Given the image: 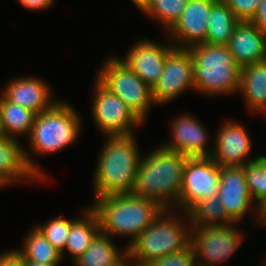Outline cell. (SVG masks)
Returning a JSON list of instances; mask_svg holds the SVG:
<instances>
[{"instance_id":"cell-15","label":"cell","mask_w":266,"mask_h":266,"mask_svg":"<svg viewBox=\"0 0 266 266\" xmlns=\"http://www.w3.org/2000/svg\"><path fill=\"white\" fill-rule=\"evenodd\" d=\"M166 41L167 44H162L153 39L142 38L133 43L124 58L119 59L152 89L163 72L167 54L174 48L168 38Z\"/></svg>"},{"instance_id":"cell-30","label":"cell","mask_w":266,"mask_h":266,"mask_svg":"<svg viewBox=\"0 0 266 266\" xmlns=\"http://www.w3.org/2000/svg\"><path fill=\"white\" fill-rule=\"evenodd\" d=\"M147 266H196V260L191 246H189L182 252L158 258Z\"/></svg>"},{"instance_id":"cell-14","label":"cell","mask_w":266,"mask_h":266,"mask_svg":"<svg viewBox=\"0 0 266 266\" xmlns=\"http://www.w3.org/2000/svg\"><path fill=\"white\" fill-rule=\"evenodd\" d=\"M217 0H188L176 23L166 32L176 48H189L206 43L208 19L212 5Z\"/></svg>"},{"instance_id":"cell-21","label":"cell","mask_w":266,"mask_h":266,"mask_svg":"<svg viewBox=\"0 0 266 266\" xmlns=\"http://www.w3.org/2000/svg\"><path fill=\"white\" fill-rule=\"evenodd\" d=\"M81 218H77L72 224L66 241L64 252L61 253L63 260L65 253L74 261L83 254L90 246L92 240L100 232L97 214L88 206L84 208ZM66 251V252H65Z\"/></svg>"},{"instance_id":"cell-16","label":"cell","mask_w":266,"mask_h":266,"mask_svg":"<svg viewBox=\"0 0 266 266\" xmlns=\"http://www.w3.org/2000/svg\"><path fill=\"white\" fill-rule=\"evenodd\" d=\"M181 114L175 116V119L170 122L171 141L162 144V147L173 152H180L187 157L211 156L213 147L208 144L210 136L202 122L200 123L197 117L188 113Z\"/></svg>"},{"instance_id":"cell-31","label":"cell","mask_w":266,"mask_h":266,"mask_svg":"<svg viewBox=\"0 0 266 266\" xmlns=\"http://www.w3.org/2000/svg\"><path fill=\"white\" fill-rule=\"evenodd\" d=\"M234 12L239 21L250 22L257 11L261 0H222Z\"/></svg>"},{"instance_id":"cell-9","label":"cell","mask_w":266,"mask_h":266,"mask_svg":"<svg viewBox=\"0 0 266 266\" xmlns=\"http://www.w3.org/2000/svg\"><path fill=\"white\" fill-rule=\"evenodd\" d=\"M93 90L91 114L97 130H100L104 136L134 134L136 128L144 125L125 102L97 78Z\"/></svg>"},{"instance_id":"cell-27","label":"cell","mask_w":266,"mask_h":266,"mask_svg":"<svg viewBox=\"0 0 266 266\" xmlns=\"http://www.w3.org/2000/svg\"><path fill=\"white\" fill-rule=\"evenodd\" d=\"M187 3L188 0H148L141 13L160 22L166 33L180 18Z\"/></svg>"},{"instance_id":"cell-36","label":"cell","mask_w":266,"mask_h":266,"mask_svg":"<svg viewBox=\"0 0 266 266\" xmlns=\"http://www.w3.org/2000/svg\"><path fill=\"white\" fill-rule=\"evenodd\" d=\"M266 158V155H263ZM266 226V197L257 205V222Z\"/></svg>"},{"instance_id":"cell-22","label":"cell","mask_w":266,"mask_h":266,"mask_svg":"<svg viewBox=\"0 0 266 266\" xmlns=\"http://www.w3.org/2000/svg\"><path fill=\"white\" fill-rule=\"evenodd\" d=\"M36 115L35 112L10 102L0 92V116L5 136L15 139L19 135L29 137Z\"/></svg>"},{"instance_id":"cell-40","label":"cell","mask_w":266,"mask_h":266,"mask_svg":"<svg viewBox=\"0 0 266 266\" xmlns=\"http://www.w3.org/2000/svg\"><path fill=\"white\" fill-rule=\"evenodd\" d=\"M264 260H265L264 263H263L264 265L262 264V266H266V257H265Z\"/></svg>"},{"instance_id":"cell-10","label":"cell","mask_w":266,"mask_h":266,"mask_svg":"<svg viewBox=\"0 0 266 266\" xmlns=\"http://www.w3.org/2000/svg\"><path fill=\"white\" fill-rule=\"evenodd\" d=\"M220 166L209 157H188L183 170V184L176 211L187 212L199 200L217 195Z\"/></svg>"},{"instance_id":"cell-4","label":"cell","mask_w":266,"mask_h":266,"mask_svg":"<svg viewBox=\"0 0 266 266\" xmlns=\"http://www.w3.org/2000/svg\"><path fill=\"white\" fill-rule=\"evenodd\" d=\"M90 208L97 214L100 232L130 237L132 243L164 210L157 202L134 194L94 198Z\"/></svg>"},{"instance_id":"cell-12","label":"cell","mask_w":266,"mask_h":266,"mask_svg":"<svg viewBox=\"0 0 266 266\" xmlns=\"http://www.w3.org/2000/svg\"><path fill=\"white\" fill-rule=\"evenodd\" d=\"M220 174L217 196L229 219L238 223L246 217L249 210H255V219L252 217L251 220L257 222V205L249 193L243 166L220 167Z\"/></svg>"},{"instance_id":"cell-17","label":"cell","mask_w":266,"mask_h":266,"mask_svg":"<svg viewBox=\"0 0 266 266\" xmlns=\"http://www.w3.org/2000/svg\"><path fill=\"white\" fill-rule=\"evenodd\" d=\"M0 92L10 101L36 114L52 107L59 99L53 98L52 87L34 76L13 78Z\"/></svg>"},{"instance_id":"cell-34","label":"cell","mask_w":266,"mask_h":266,"mask_svg":"<svg viewBox=\"0 0 266 266\" xmlns=\"http://www.w3.org/2000/svg\"><path fill=\"white\" fill-rule=\"evenodd\" d=\"M1 253L0 266H24L22 258L14 250L10 249Z\"/></svg>"},{"instance_id":"cell-19","label":"cell","mask_w":266,"mask_h":266,"mask_svg":"<svg viewBox=\"0 0 266 266\" xmlns=\"http://www.w3.org/2000/svg\"><path fill=\"white\" fill-rule=\"evenodd\" d=\"M19 139L11 137L0 138V187L19 183L20 180L30 182L41 179L28 167L25 150Z\"/></svg>"},{"instance_id":"cell-1","label":"cell","mask_w":266,"mask_h":266,"mask_svg":"<svg viewBox=\"0 0 266 266\" xmlns=\"http://www.w3.org/2000/svg\"><path fill=\"white\" fill-rule=\"evenodd\" d=\"M72 104L58 100L52 107L36 115L27 140L28 150H24L28 167L45 183L42 172L33 155H52L72 146L80 138L82 117ZM31 151V152H30Z\"/></svg>"},{"instance_id":"cell-5","label":"cell","mask_w":266,"mask_h":266,"mask_svg":"<svg viewBox=\"0 0 266 266\" xmlns=\"http://www.w3.org/2000/svg\"><path fill=\"white\" fill-rule=\"evenodd\" d=\"M175 212L173 209H164L132 243L126 244L127 251L140 266H147L158 258L182 252L190 246L192 227L188 214L183 212L185 219H180Z\"/></svg>"},{"instance_id":"cell-7","label":"cell","mask_w":266,"mask_h":266,"mask_svg":"<svg viewBox=\"0 0 266 266\" xmlns=\"http://www.w3.org/2000/svg\"><path fill=\"white\" fill-rule=\"evenodd\" d=\"M97 70L96 78L116 94L144 124L153 106L152 89L119 57L110 56Z\"/></svg>"},{"instance_id":"cell-23","label":"cell","mask_w":266,"mask_h":266,"mask_svg":"<svg viewBox=\"0 0 266 266\" xmlns=\"http://www.w3.org/2000/svg\"><path fill=\"white\" fill-rule=\"evenodd\" d=\"M126 251L125 245L121 250L109 235L99 232L89 248L72 262L74 266H110Z\"/></svg>"},{"instance_id":"cell-28","label":"cell","mask_w":266,"mask_h":266,"mask_svg":"<svg viewBox=\"0 0 266 266\" xmlns=\"http://www.w3.org/2000/svg\"><path fill=\"white\" fill-rule=\"evenodd\" d=\"M252 200L258 205L266 197V158L263 154L243 166Z\"/></svg>"},{"instance_id":"cell-37","label":"cell","mask_w":266,"mask_h":266,"mask_svg":"<svg viewBox=\"0 0 266 266\" xmlns=\"http://www.w3.org/2000/svg\"><path fill=\"white\" fill-rule=\"evenodd\" d=\"M24 266H59V264H44L34 261H23Z\"/></svg>"},{"instance_id":"cell-3","label":"cell","mask_w":266,"mask_h":266,"mask_svg":"<svg viewBox=\"0 0 266 266\" xmlns=\"http://www.w3.org/2000/svg\"><path fill=\"white\" fill-rule=\"evenodd\" d=\"M188 157L156 147L141 156L132 194L151 199L164 209H174L183 184V170Z\"/></svg>"},{"instance_id":"cell-38","label":"cell","mask_w":266,"mask_h":266,"mask_svg":"<svg viewBox=\"0 0 266 266\" xmlns=\"http://www.w3.org/2000/svg\"><path fill=\"white\" fill-rule=\"evenodd\" d=\"M133 4L141 11V9L146 5L148 0H130Z\"/></svg>"},{"instance_id":"cell-32","label":"cell","mask_w":266,"mask_h":266,"mask_svg":"<svg viewBox=\"0 0 266 266\" xmlns=\"http://www.w3.org/2000/svg\"><path fill=\"white\" fill-rule=\"evenodd\" d=\"M266 36V0H261L254 18L250 21Z\"/></svg>"},{"instance_id":"cell-35","label":"cell","mask_w":266,"mask_h":266,"mask_svg":"<svg viewBox=\"0 0 266 266\" xmlns=\"http://www.w3.org/2000/svg\"><path fill=\"white\" fill-rule=\"evenodd\" d=\"M110 266H140L138 261L126 251L118 260Z\"/></svg>"},{"instance_id":"cell-13","label":"cell","mask_w":266,"mask_h":266,"mask_svg":"<svg viewBox=\"0 0 266 266\" xmlns=\"http://www.w3.org/2000/svg\"><path fill=\"white\" fill-rule=\"evenodd\" d=\"M217 130L211 158L220 167L244 166L252 152V140L244 125L228 120Z\"/></svg>"},{"instance_id":"cell-24","label":"cell","mask_w":266,"mask_h":266,"mask_svg":"<svg viewBox=\"0 0 266 266\" xmlns=\"http://www.w3.org/2000/svg\"><path fill=\"white\" fill-rule=\"evenodd\" d=\"M23 246L13 249L23 261L44 264H60L63 260L58 251L35 226L22 242Z\"/></svg>"},{"instance_id":"cell-8","label":"cell","mask_w":266,"mask_h":266,"mask_svg":"<svg viewBox=\"0 0 266 266\" xmlns=\"http://www.w3.org/2000/svg\"><path fill=\"white\" fill-rule=\"evenodd\" d=\"M235 225L191 228L190 246L196 266H220L234 255L245 239L242 229Z\"/></svg>"},{"instance_id":"cell-11","label":"cell","mask_w":266,"mask_h":266,"mask_svg":"<svg viewBox=\"0 0 266 266\" xmlns=\"http://www.w3.org/2000/svg\"><path fill=\"white\" fill-rule=\"evenodd\" d=\"M189 90L195 91L191 53L187 48L174 47L167 54L163 72L152 88L154 106L171 103Z\"/></svg>"},{"instance_id":"cell-18","label":"cell","mask_w":266,"mask_h":266,"mask_svg":"<svg viewBox=\"0 0 266 266\" xmlns=\"http://www.w3.org/2000/svg\"><path fill=\"white\" fill-rule=\"evenodd\" d=\"M227 47L240 67L266 60V36L252 22L240 21Z\"/></svg>"},{"instance_id":"cell-39","label":"cell","mask_w":266,"mask_h":266,"mask_svg":"<svg viewBox=\"0 0 266 266\" xmlns=\"http://www.w3.org/2000/svg\"><path fill=\"white\" fill-rule=\"evenodd\" d=\"M3 137H5V131H4L1 116H0V138H3Z\"/></svg>"},{"instance_id":"cell-6","label":"cell","mask_w":266,"mask_h":266,"mask_svg":"<svg viewBox=\"0 0 266 266\" xmlns=\"http://www.w3.org/2000/svg\"><path fill=\"white\" fill-rule=\"evenodd\" d=\"M188 49L193 62L195 92L209 97L238 93L241 67L227 45L199 43Z\"/></svg>"},{"instance_id":"cell-25","label":"cell","mask_w":266,"mask_h":266,"mask_svg":"<svg viewBox=\"0 0 266 266\" xmlns=\"http://www.w3.org/2000/svg\"><path fill=\"white\" fill-rule=\"evenodd\" d=\"M239 22L227 4L222 0H217L212 5L208 19L206 43L210 45H227L234 28Z\"/></svg>"},{"instance_id":"cell-26","label":"cell","mask_w":266,"mask_h":266,"mask_svg":"<svg viewBox=\"0 0 266 266\" xmlns=\"http://www.w3.org/2000/svg\"><path fill=\"white\" fill-rule=\"evenodd\" d=\"M187 214L191 227L223 226L233 224L217 195L199 200L187 211Z\"/></svg>"},{"instance_id":"cell-33","label":"cell","mask_w":266,"mask_h":266,"mask_svg":"<svg viewBox=\"0 0 266 266\" xmlns=\"http://www.w3.org/2000/svg\"><path fill=\"white\" fill-rule=\"evenodd\" d=\"M22 7L32 11H45L51 8L55 0H17Z\"/></svg>"},{"instance_id":"cell-29","label":"cell","mask_w":266,"mask_h":266,"mask_svg":"<svg viewBox=\"0 0 266 266\" xmlns=\"http://www.w3.org/2000/svg\"><path fill=\"white\" fill-rule=\"evenodd\" d=\"M55 216L47 223L37 224L35 227L46 237V239L61 253L64 252L66 241L71 229V224L76 220Z\"/></svg>"},{"instance_id":"cell-2","label":"cell","mask_w":266,"mask_h":266,"mask_svg":"<svg viewBox=\"0 0 266 266\" xmlns=\"http://www.w3.org/2000/svg\"><path fill=\"white\" fill-rule=\"evenodd\" d=\"M135 134L106 136L96 161L94 198L132 194L143 155Z\"/></svg>"},{"instance_id":"cell-20","label":"cell","mask_w":266,"mask_h":266,"mask_svg":"<svg viewBox=\"0 0 266 266\" xmlns=\"http://www.w3.org/2000/svg\"><path fill=\"white\" fill-rule=\"evenodd\" d=\"M250 114L266 116V60L240 68L239 90Z\"/></svg>"}]
</instances>
